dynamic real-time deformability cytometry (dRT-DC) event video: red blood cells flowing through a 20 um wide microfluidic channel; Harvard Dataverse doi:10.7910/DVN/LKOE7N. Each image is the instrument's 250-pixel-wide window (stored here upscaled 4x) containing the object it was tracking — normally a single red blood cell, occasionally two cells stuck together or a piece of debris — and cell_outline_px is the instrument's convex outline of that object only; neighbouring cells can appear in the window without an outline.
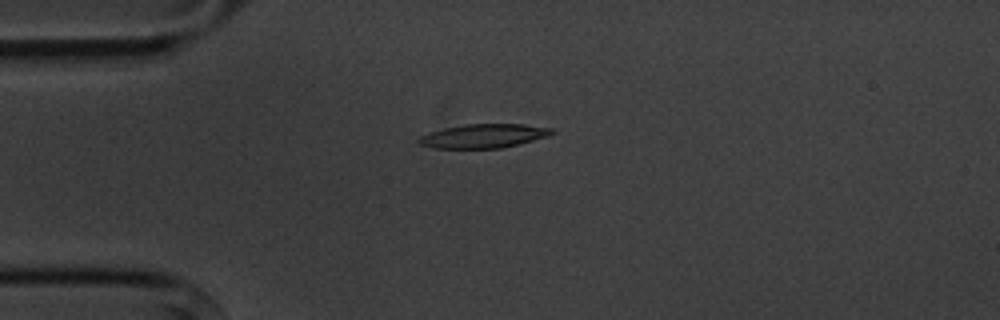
{"species": "common noctule bat (a hibernating species)", "species_latin": "Nyctalus noctula", "temperature_condition": "cold", "stored_images_in_passage": 5, "camera_frame_rate_fps": 3000, "um_per_image_px": 0.085, "animal": {"sex": "male", "body_mass_g": 20.1, "forearm_length_mm": 53.5}, "frame": {"image": 1, "passage_image": 3, "time_ms": 2.333, "image_size_px": [1000, 320], "cell_outline_px": [[556, 132], [548, 136], [500, 148], [432, 148], [420, 144], [416, 140], [420, 136], [444, 128], [464, 124], [524, 124], [552, 128]], "centroid_in_image_um": [41.1, 11.55], "position_along_channel_um": 43.9, "area_um2": 18.38}}
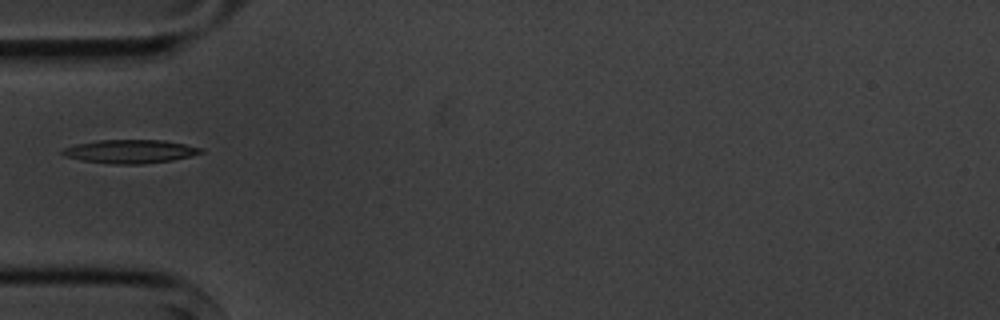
{"frame": {"image": 2, "passage_image": 4, "time_ms": 3.667, "image_size_px": [1000, 320], "cell_outline_px": [[204, 152], [192, 156], [172, 160], [144, 164], [112, 164], [80, 160], [64, 156], [60, 152], [64, 148], [76, 144], [96, 140], [164, 140], [204, 148]], "centroid_in_image_um": [11.07, 12.87], "position_along_channel_um": 73.9, "area_um2": 19.13}}
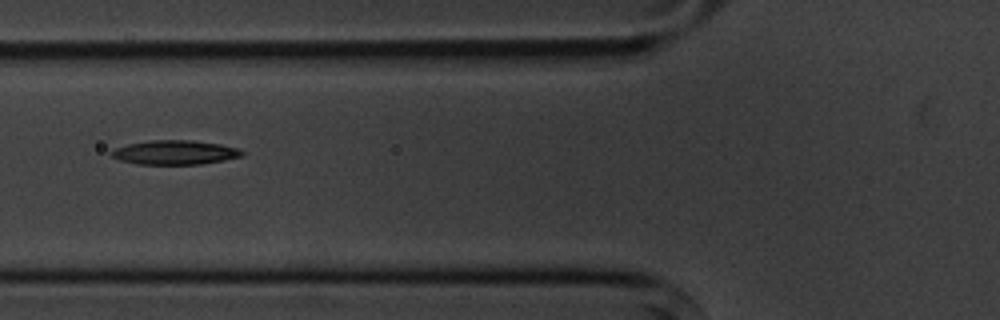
{"frame": {"image": 3, "passage_image": 5, "time_ms": 4.667, "image_size_px": [1000, 320], "cell_outline_px": [[244, 156], [224, 160], [200, 164], [136, 164], [120, 160], [112, 156], [108, 152], [116, 148], [128, 144], [152, 140], [192, 140], [220, 144], [240, 148], [244, 152]], "centroid_in_image_um": [14.89, 12.95], "position_along_channel_um": 110.9, "area_um2": 18.5}}